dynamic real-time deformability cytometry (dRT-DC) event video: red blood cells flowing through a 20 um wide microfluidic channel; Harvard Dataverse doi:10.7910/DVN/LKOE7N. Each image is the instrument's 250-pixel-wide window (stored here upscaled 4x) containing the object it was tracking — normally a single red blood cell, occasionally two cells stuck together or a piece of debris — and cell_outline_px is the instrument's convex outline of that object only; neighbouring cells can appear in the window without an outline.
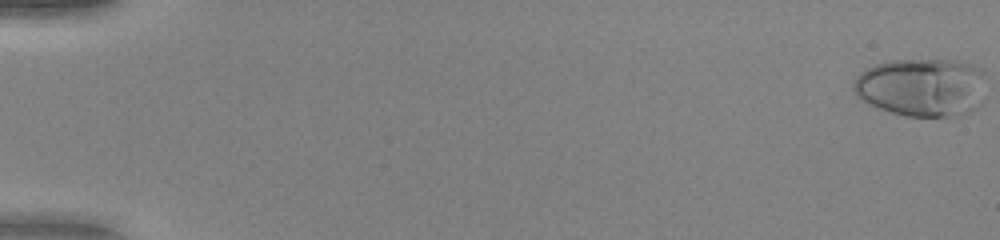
{"species": "human", "species_latin": "Homo sapiens", "temperature_condition": "warm", "stored_images_in_passage": 52, "camera_frame_rate_fps": 3000, "um_per_image_px": 0.085, "donor": {"sex": "female"}, "frame": {"image": 1, "passage_image": 1, "time_ms": 0.0, "image_size_px": [1000, 240], "cell_outline_px": [[984, 72], [952, 112], [944, 116], [904, 116], [880, 108], [856, 96], [852, 88], [852, 84], [856, 76], [864, 68], [888, 60], [956, 60], [972, 64], [980, 68]], "centroid_in_image_um": [77.92, 7.29], "position_along_channel_um": 7.1, "area_um2": 41.1}}
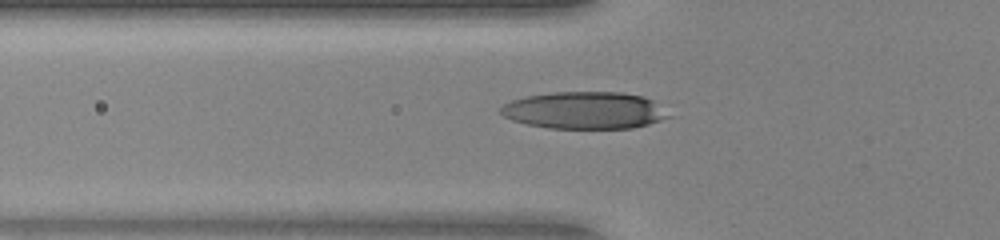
{"frame": {"image": 2, "passage_image": 20, "time_ms": 6.333, "image_size_px": [1000, 240], "cell_outline_px": [[672, 116], [648, 124], [632, 128], [548, 128], [528, 124], [512, 120], [504, 116], [500, 112], [500, 108], [504, 104], [512, 100], [524, 96], [552, 92], [620, 92], [644, 96], [652, 100]], "centroid_in_image_um": [49.67, 9.37], "position_along_channel_um": 76.1, "area_um2": 36.24}}
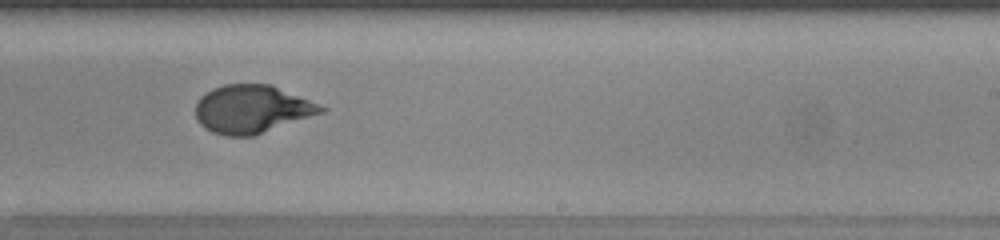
{"frame": {"image": 3, "passage_image": 34, "time_ms": 11.0, "image_size_px": [1000, 240], "cell_outline_px": [[328, 108], [324, 112], [252, 136], [224, 136], [212, 132], [204, 128], [196, 120], [196, 104], [200, 96], [204, 92], [212, 88], [224, 84], [272, 84], [320, 104]], "centroid_in_image_um": [21.39, 9.26], "position_along_channel_um": 267.6, "area_um2": 35.37}, "authors_computed_cell_mechanics": {"area_um2": 35.836, "velocity_mm_per_s": 4.1033, "shape_relaxation_time_tau1_ms": 5.3789, "shape_relaxation_time_tau2_ms": null, "deformation_change_tau1": 0.2628, "deformation_change_tau2": null}}